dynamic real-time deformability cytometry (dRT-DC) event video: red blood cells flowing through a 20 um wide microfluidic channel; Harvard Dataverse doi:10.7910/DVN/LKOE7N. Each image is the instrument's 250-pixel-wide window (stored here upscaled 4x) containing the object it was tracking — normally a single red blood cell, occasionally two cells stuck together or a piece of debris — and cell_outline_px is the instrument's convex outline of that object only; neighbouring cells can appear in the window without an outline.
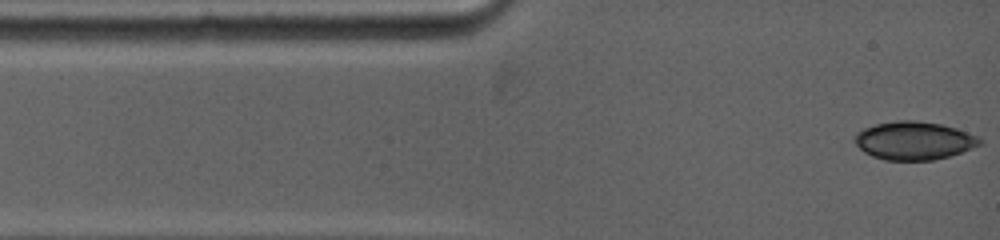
{"species": "common noctule bat (a hibernating species)", "species_latin": "Nyctalus noctula", "temperature_condition": "warm", "stored_images_in_passage": 31, "camera_frame_rate_fps": 5000, "um_per_image_px": 0.085, "animal": {"sex": "female", "body_mass_g": 19.0, "forearm_length_mm": 53.3}, "frame": {"image": 1, "passage_image": 1, "time_ms": 0.0, "image_size_px": [1000, 240], "cell_outline_px": [[980, 144], [960, 152], [948, 156], [932, 160], [884, 160], [872, 156], [864, 152], [852, 140], [856, 132], [864, 128], [876, 124], [896, 120], [916, 120], [940, 124], [956, 128], [976, 136], [980, 140]], "centroid_in_image_um": [77.61, 11.95], "position_along_channel_um": 7.4, "area_um2": 27.63}}
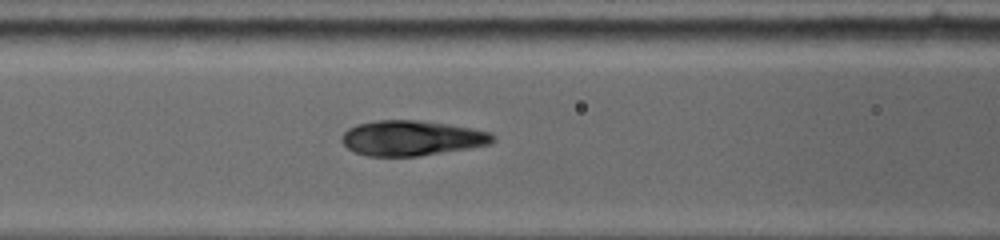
{"frame": {"image": 2, "passage_image": 14, "time_ms": 4.4, "image_size_px": [1000, 240], "cell_outline_px": [[496, 140], [492, 144], [420, 156], [368, 156], [356, 152], [348, 148], [340, 140], [340, 136], [348, 128], [356, 124], [376, 120], [416, 120], [448, 124], [472, 128], [492, 132], [496, 136]], "centroid_in_image_um": [35.01, 11.73], "position_along_channel_um": 131.6, "area_um2": 31.15}}
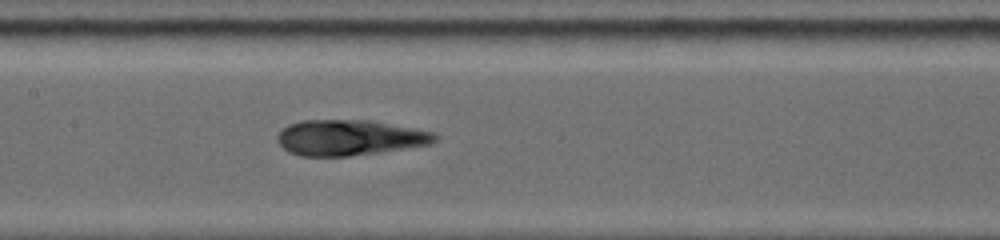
{"frame": {"image": 3, "passage_image": 18, "time_ms": 5.6, "image_size_px": [1000, 240], "cell_outline_px": [[440, 136], [432, 144], [380, 152], [348, 156], [300, 156], [288, 152], [276, 140], [276, 136], [288, 124], [304, 120], [372, 120], [416, 128], [436, 132]], "centroid_in_image_um": [29.76, 11.69], "position_along_channel_um": 177.6, "area_um2": 33.0}}